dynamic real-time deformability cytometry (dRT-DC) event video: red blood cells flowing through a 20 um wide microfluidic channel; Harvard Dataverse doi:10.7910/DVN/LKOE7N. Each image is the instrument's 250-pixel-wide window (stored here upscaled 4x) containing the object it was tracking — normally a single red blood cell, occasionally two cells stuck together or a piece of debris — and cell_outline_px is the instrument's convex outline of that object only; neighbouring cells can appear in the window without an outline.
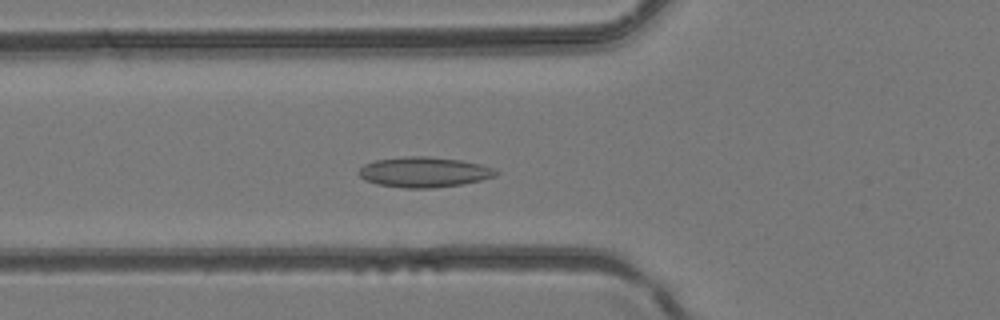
{"species": "common noctule bat (a hibernating species)", "species_latin": "Nyctalus noctula", "temperature_condition": "room temperature", "stored_images_in_passage": 34, "camera_frame_rate_fps": 3000, "um_per_image_px": 0.085, "animal": {"sex": "female", "body_mass_g": 24.6, "forearm_length_mm": 56.2}, "frame": {"image": 1, "passage_image": 10, "time_ms": 3.0, "image_size_px": [1000, 320], "cell_outline_px": [[500, 172], [496, 176], [480, 180], [460, 184], [432, 188], [404, 188], [376, 184], [364, 180], [356, 172], [364, 164], [376, 160], [404, 156], [428, 156], [460, 160], [480, 164], [492, 168]], "centroid_in_image_um": [36.0, 14.62], "position_along_channel_um": 89.8, "area_um2": 24.22}}
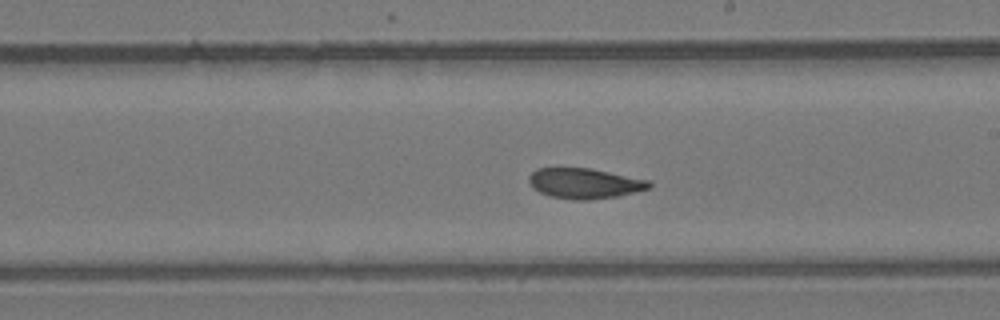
{"frame": {"image": 2, "passage_image": 19, "time_ms": 6.0, "image_size_px": [1000, 320], "cell_outline_px": [[652, 188], [616, 196], [588, 200], [572, 200], [548, 196], [532, 188], [528, 180], [528, 176], [536, 168], [588, 168], [648, 180], [652, 184]], "centroid_in_image_um": [49.64, 15.59], "position_along_channel_um": 239.4, "area_um2": 21.21}}
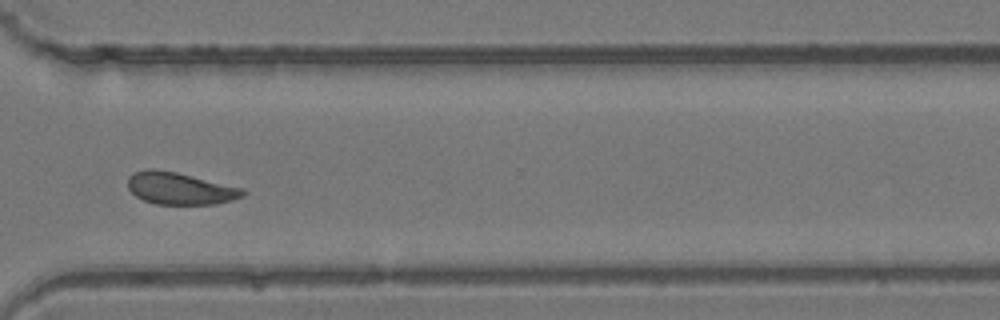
{"frame": {"image": 3, "passage_image": 26, "time_ms": 8.333, "image_size_px": [1000, 320], "cell_outline_px": [[248, 192], [244, 196], [232, 200], [216, 204], [156, 204], [144, 200], [136, 196], [128, 188], [128, 176], [132, 172], [148, 168], [156, 168], [176, 172], [244, 188]], "centroid_in_image_um": [15.3, 16.0], "position_along_channel_um": 355.3, "area_um2": 21.73}}